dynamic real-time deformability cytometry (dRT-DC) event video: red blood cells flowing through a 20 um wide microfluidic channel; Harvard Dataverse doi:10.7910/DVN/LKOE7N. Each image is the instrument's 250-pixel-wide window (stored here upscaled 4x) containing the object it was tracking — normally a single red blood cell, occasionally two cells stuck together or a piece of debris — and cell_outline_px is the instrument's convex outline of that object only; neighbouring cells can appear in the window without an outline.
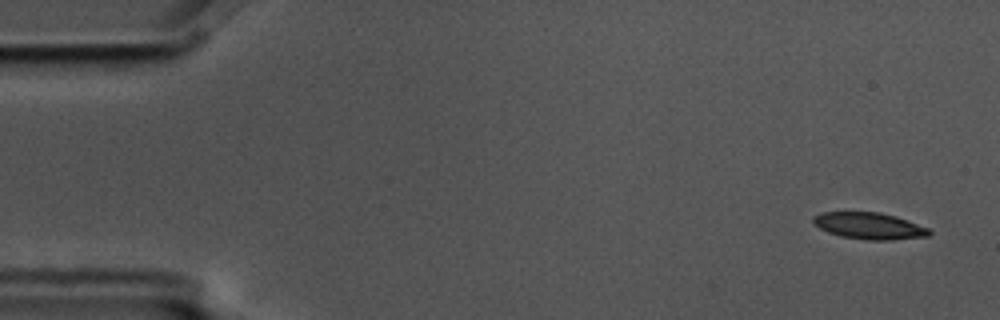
{"species": "common noctule bat (a hibernating species)", "species_latin": "Nyctalus noctula", "temperature_condition": "cold", "stored_images_in_passage": 8, "camera_frame_rate_fps": 3000, "um_per_image_px": 0.085, "animal": {"sex": "male", "body_mass_g": 17.5, "forearm_length_mm": 52.3}, "frame": {"image": 1, "passage_image": 1, "time_ms": 0.0, "image_size_px": [1000, 320], "cell_outline_px": [[932, 232], [928, 236], [892, 240], [868, 240], [840, 236], [828, 232], [812, 224], [812, 220], [820, 212], [880, 212], [896, 216], [928, 228]], "centroid_in_image_um": [73.88, 19.2], "position_along_channel_um": 11.1, "area_um2": 17.98}}
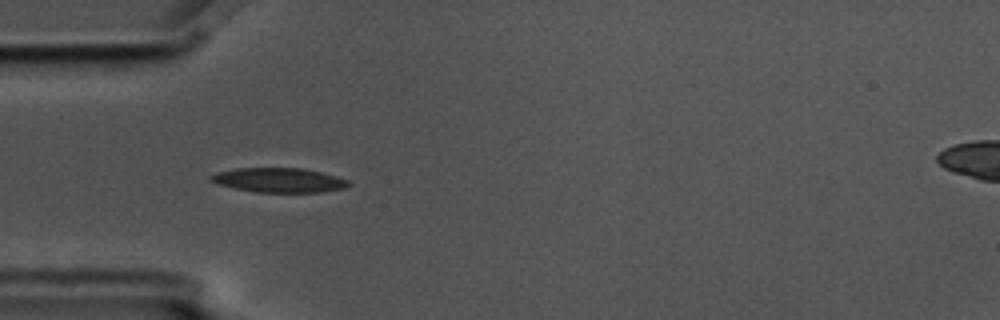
{"frame": {"image": 2, "passage_image": 5, "time_ms": 1.333, "image_size_px": [1000, 320], "cell_outline_px": [[352, 184], [344, 188], [320, 192], [256, 192], [236, 188], [220, 184], [208, 180], [208, 176], [216, 172], [236, 168], [304, 168], [320, 172], [348, 180]], "centroid_in_image_um": [23.69, 15.3], "position_along_channel_um": 61.3, "area_um2": 19.54}}